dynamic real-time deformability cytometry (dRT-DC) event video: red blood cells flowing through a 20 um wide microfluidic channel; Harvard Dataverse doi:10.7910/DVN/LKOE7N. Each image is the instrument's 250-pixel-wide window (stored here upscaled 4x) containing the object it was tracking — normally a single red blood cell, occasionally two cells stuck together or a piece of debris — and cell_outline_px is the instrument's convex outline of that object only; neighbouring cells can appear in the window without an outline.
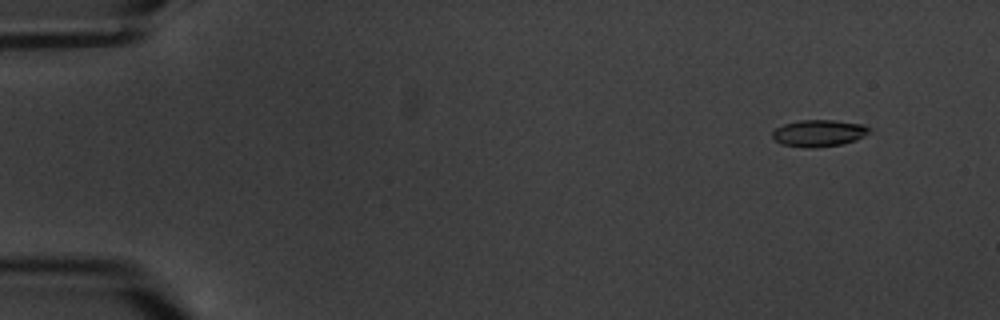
{"species": "common noctule bat (a hibernating species)", "species_latin": "Nyctalus noctula", "temperature_condition": "warm", "stored_images_in_passage": 5, "camera_frame_rate_fps": 3000, "um_per_image_px": 0.085, "animal": {"sex": "male", "body_mass_g": 20.1, "forearm_length_mm": 53.5}, "frame": {"image": 1, "passage_image": 2, "time_ms": 1.333, "image_size_px": [1000, 320], "cell_outline_px": [[872, 128], [864, 136], [856, 140], [840, 144], [816, 148], [808, 148], [784, 144], [776, 140], [772, 136], [772, 132], [776, 128], [784, 124], [800, 120], [836, 120], [864, 124]], "centroid_in_image_um": [69.64, 11.31], "position_along_channel_um": 15.4, "area_um2": 15.09}}
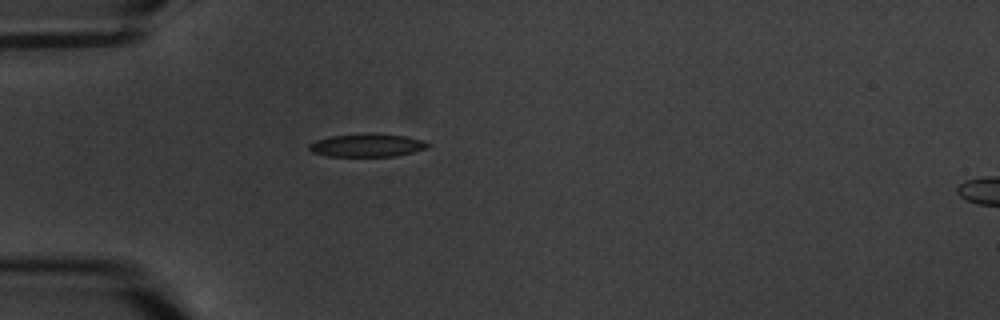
{"frame": {"image": 2, "passage_image": 5, "time_ms": 5.667, "image_size_px": [1000, 320], "cell_outline_px": [[432, 144], [428, 148], [412, 152], [392, 156], [328, 156], [312, 152], [308, 148], [308, 144], [316, 140], [332, 136], [372, 132], [376, 132], [404, 136], [424, 140]], "centroid_in_image_um": [31.23, 12.33], "position_along_channel_um": 53.8, "area_um2": 16.13}}